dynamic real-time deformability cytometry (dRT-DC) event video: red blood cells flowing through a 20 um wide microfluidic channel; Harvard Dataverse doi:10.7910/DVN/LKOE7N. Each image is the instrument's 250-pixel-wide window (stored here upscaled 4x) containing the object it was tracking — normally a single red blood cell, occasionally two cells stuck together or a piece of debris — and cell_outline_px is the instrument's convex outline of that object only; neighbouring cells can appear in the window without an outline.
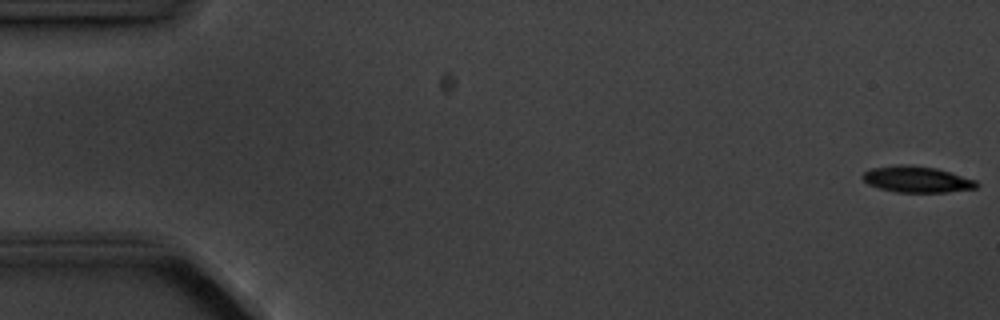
{"species": "common noctule bat (a hibernating species)", "species_latin": "Nyctalus noctula", "temperature_condition": "cold", "stored_images_in_passage": 13, "camera_frame_rate_fps": 3000, "um_per_image_px": 0.085, "animal": {"sex": "male", "body_mass_g": 20.1, "forearm_length_mm": 53.5}, "frame": {"image": 1, "passage_image": 1, "time_ms": 0.0, "image_size_px": [1000, 320], "cell_outline_px": [[980, 184], [976, 188], [948, 192], [896, 192], [880, 188], [868, 184], [860, 176], [864, 172], [872, 168], [900, 164], [936, 168], [976, 180]], "centroid_in_image_um": [77.93, 15.25], "position_along_channel_um": 7.1, "area_um2": 17.28}}
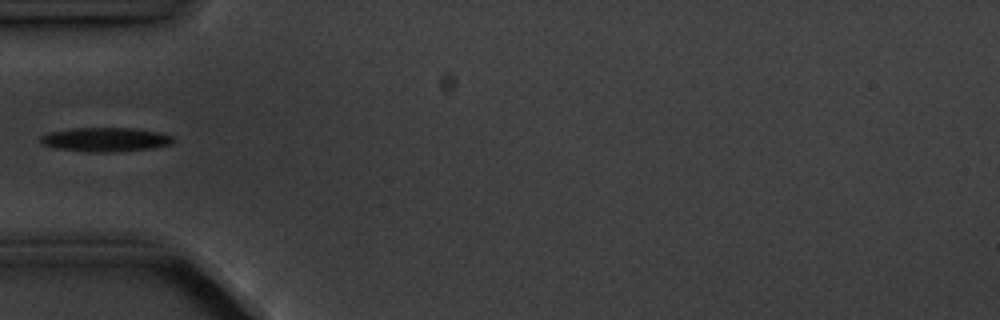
{"frame": {"image": 2, "passage_image": 5, "time_ms": 5.667, "image_size_px": [1000, 320], "cell_outline_px": [[176, 140], [172, 144], [152, 148], [112, 152], [88, 152], [52, 148], [40, 144], [40, 136], [48, 132], [72, 128], [132, 128], [160, 132], [172, 136]], "centroid_in_image_um": [8.93, 11.86], "position_along_channel_um": 76.1, "area_um2": 18.9}}
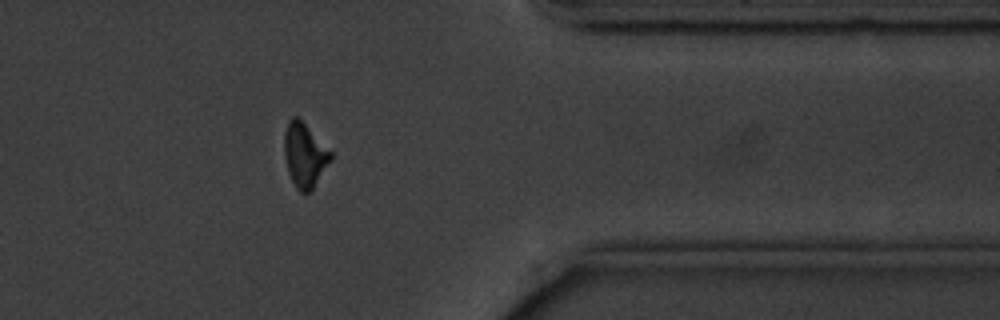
{"frame": {"image": 3, "passage_image": 13, "time_ms": 14.667, "image_size_px": [1000, 320], "cell_outline_px": [[332, 160], [312, 192], [300, 192], [296, 188], [288, 172], [284, 156], [284, 132], [288, 120], [292, 116], [296, 116], [332, 152]], "centroid_in_image_um": [25.9, 13.22], "position_along_channel_um": 385.5, "area_um2": 17.46}, "authors_computed_cell_mechanics": {"area_um2": 18.1492, "velocity_mm_per_s": 3.59, "shape_relaxation_time_tau1_ms": 2.7837, "shape_relaxation_time_tau2_ms": null, "deformation_change_tau1": 0.1169, "deformation_change_tau2": null}}